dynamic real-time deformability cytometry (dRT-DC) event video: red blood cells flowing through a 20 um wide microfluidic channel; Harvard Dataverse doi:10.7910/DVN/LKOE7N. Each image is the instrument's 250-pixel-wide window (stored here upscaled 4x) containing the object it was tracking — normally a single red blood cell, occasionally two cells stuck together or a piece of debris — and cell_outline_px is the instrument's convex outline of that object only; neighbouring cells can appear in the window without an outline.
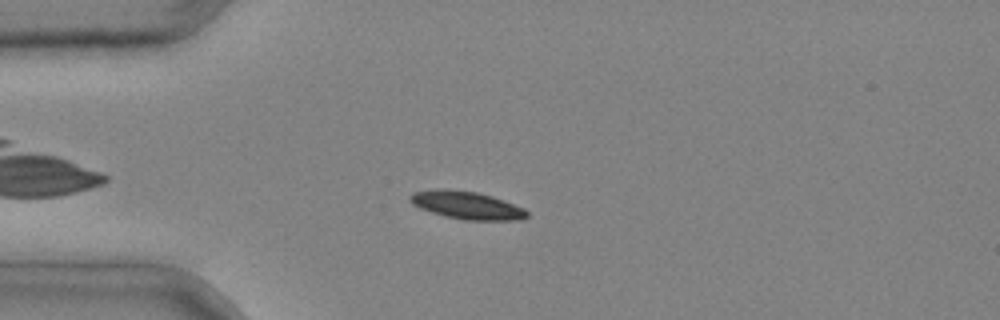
{"species": "common noctule bat (a hibernating species)", "species_latin": "Nyctalus noctula", "temperature_condition": "cold", "stored_images_in_passage": 2, "camera_frame_rate_fps": 3000, "um_per_image_px": 0.085, "animal": {"sex": "male", "body_mass_g": 20.4}, "frame": {"image": 1, "passage_image": 2, "time_ms": 0.333, "image_size_px": [1000, 320], "cell_outline_px": [[528, 216], [520, 220], [464, 220], [444, 216], [420, 208], [412, 204], [408, 200], [408, 196], [412, 192], [436, 188], [448, 188], [476, 192], [492, 196], [504, 200], [524, 208], [528, 212]], "centroid_in_image_um": [39.64, 17.43], "position_along_channel_um": 45.4, "area_um2": 19.19}}